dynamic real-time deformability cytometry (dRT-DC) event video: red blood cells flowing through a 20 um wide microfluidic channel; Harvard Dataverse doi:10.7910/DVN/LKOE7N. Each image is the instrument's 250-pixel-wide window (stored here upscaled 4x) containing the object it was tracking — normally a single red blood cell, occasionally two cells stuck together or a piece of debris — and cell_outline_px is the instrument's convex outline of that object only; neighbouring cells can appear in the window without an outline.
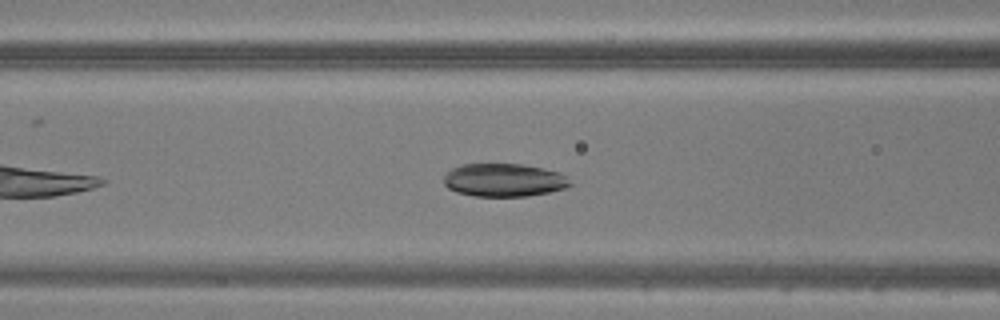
{"species": "common noctule bat (a hibernating species)", "species_latin": "Nyctalus noctula", "temperature_condition": "warm", "stored_images_in_passage": 30, "camera_frame_rate_fps": 3000, "um_per_image_px": 0.085, "animal": {"sex": "male", "body_mass_g": 20.5, "forearm_length_mm": 52.5}, "frame": {"image": 1, "passage_image": 8, "time_ms": 2.333, "image_size_px": [1000, 320], "cell_outline_px": [[572, 184], [564, 188], [548, 192], [528, 196], [472, 196], [456, 192], [448, 188], [444, 184], [444, 172], [452, 168], [464, 164], [520, 164], [544, 168], [560, 172], [568, 176]], "centroid_in_image_um": [42.83, 15.3], "position_along_channel_um": 123.8, "area_um2": 24.57}}
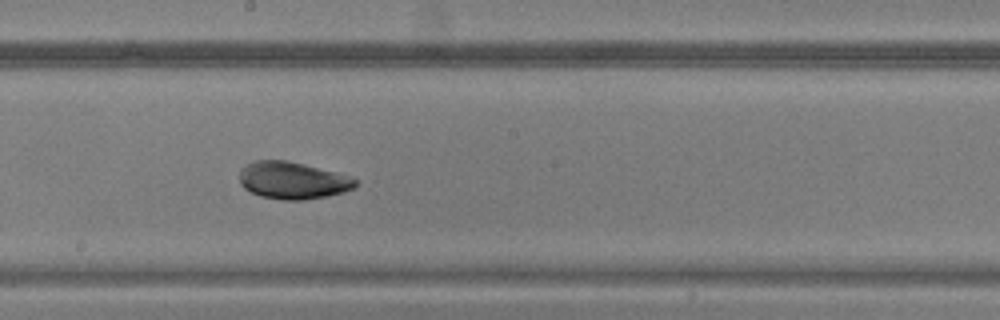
{"frame": {"image": 2, "passage_image": 15, "time_ms": 4.667, "image_size_px": [1000, 320], "cell_outline_px": [[356, 184], [352, 188], [344, 192], [328, 196], [304, 200], [284, 200], [260, 196], [244, 188], [240, 184], [240, 168], [244, 164], [256, 160], [284, 160], [304, 164], [332, 172], [356, 180]], "centroid_in_image_um": [24.79, 15.34], "position_along_channel_um": 223.4, "area_um2": 24.8}}
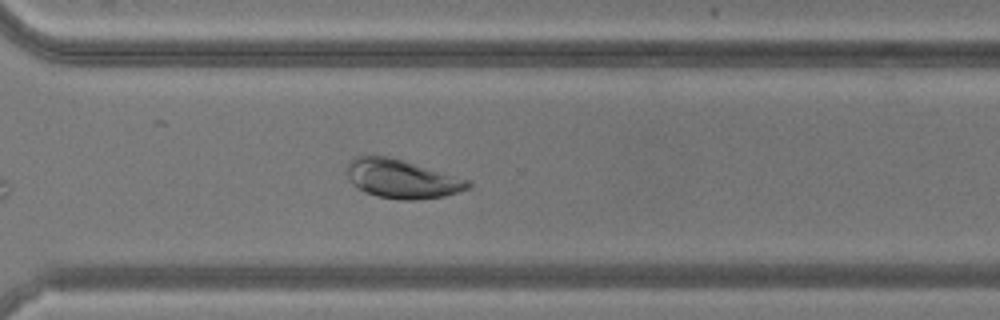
{"frame": {"image": 3, "passage_image": 23, "time_ms": 7.333, "image_size_px": [1000, 320], "cell_outline_px": [[472, 188], [444, 196], [412, 200], [400, 200], [376, 196], [364, 192], [352, 184], [348, 180], [348, 160], [352, 156], [388, 156], [404, 160], [468, 180], [472, 184]], "centroid_in_image_um": [34.13, 15.2], "position_along_channel_um": 336.5, "area_um2": 27.4}}